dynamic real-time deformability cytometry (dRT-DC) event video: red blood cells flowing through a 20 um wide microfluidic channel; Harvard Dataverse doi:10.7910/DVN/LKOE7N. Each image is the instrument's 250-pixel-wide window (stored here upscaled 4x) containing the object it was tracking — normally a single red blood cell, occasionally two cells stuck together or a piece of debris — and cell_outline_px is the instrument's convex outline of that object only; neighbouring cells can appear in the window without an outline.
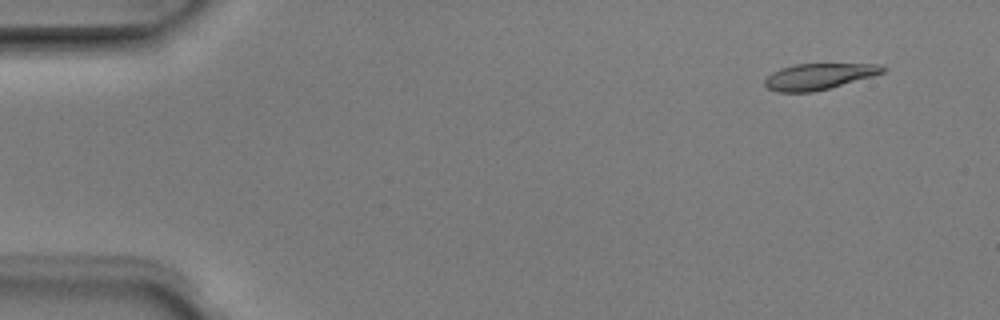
{"species": "Egyptian fruit bat (a non-hibernating species)", "species_latin": "Rousettus aegyptiacus", "temperature_condition": "room temperature", "stored_images_in_passage": 6, "camera_frame_rate_fps": 3000, "um_per_image_px": 0.085, "animal": {"sex": "male"}, "frame": {"image": 1, "passage_image": 2, "time_ms": 0.333, "image_size_px": [1000, 320], "cell_outline_px": [[888, 68], [884, 72], [872, 76], [828, 88], [812, 92], [776, 92], [768, 88], [764, 84], [764, 80], [772, 72], [780, 68], [796, 64], [880, 64]], "centroid_in_image_um": [69.58, 6.49], "position_along_channel_um": 15.4, "area_um2": 17.8}}